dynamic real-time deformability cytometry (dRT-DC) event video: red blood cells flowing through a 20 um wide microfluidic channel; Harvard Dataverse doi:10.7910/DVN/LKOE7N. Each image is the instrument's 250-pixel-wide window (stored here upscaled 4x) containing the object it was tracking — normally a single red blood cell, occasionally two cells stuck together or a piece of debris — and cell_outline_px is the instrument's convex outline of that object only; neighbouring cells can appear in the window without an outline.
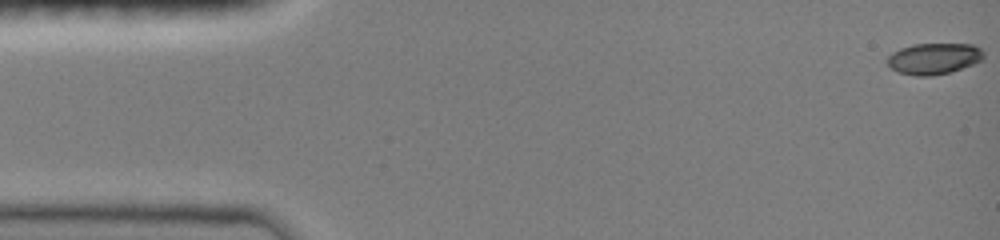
{"species": "common noctule bat (a hibernating species)", "species_latin": "Nyctalus noctula", "temperature_condition": "room temperature", "stored_images_in_passage": 8, "camera_frame_rate_fps": 3000, "um_per_image_px": 0.085, "animal": {"sex": "female", "body_mass_g": 19.0, "forearm_length_mm": 51.5}, "frame": {"image": 1, "passage_image": 1, "time_ms": 0.0, "image_size_px": [1000, 240], "cell_outline_px": [[984, 56], [980, 60], [972, 64], [948, 72], [928, 76], [916, 76], [900, 72], [892, 68], [888, 64], [888, 56], [892, 52], [900, 48], [912, 44], [972, 44], [980, 48], [984, 52]], "centroid_in_image_um": [79.36, 4.96], "position_along_channel_um": 5.6, "area_um2": 17.22}}